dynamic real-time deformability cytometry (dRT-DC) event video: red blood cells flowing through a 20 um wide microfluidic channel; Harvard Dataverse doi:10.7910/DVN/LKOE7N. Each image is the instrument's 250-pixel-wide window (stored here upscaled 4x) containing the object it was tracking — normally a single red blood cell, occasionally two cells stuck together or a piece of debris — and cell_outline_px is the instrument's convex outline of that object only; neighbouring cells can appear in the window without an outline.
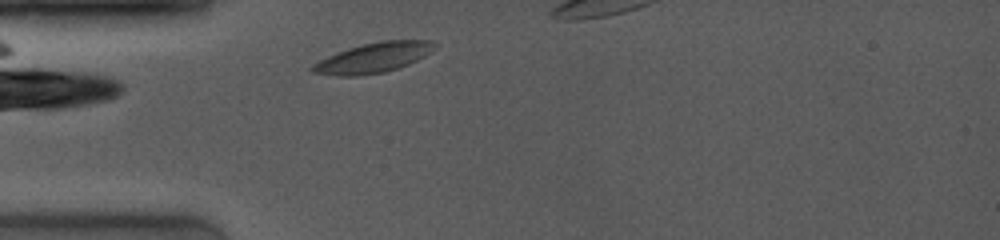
{"species": "common noctule bat (a hibernating species)", "species_latin": "Nyctalus noctula", "temperature_condition": "room temperature", "stored_images_in_passage": 17, "camera_frame_rate_fps": 4000, "um_per_image_px": 0.085, "animal": {"sex": "female", "body_mass_g": 19.0, "forearm_length_mm": 53.3}, "frame": {"image": 1, "passage_image": 4, "time_ms": 0.5, "image_size_px": [1000, 240], "cell_outline_px": [[440, 44], [436, 48], [424, 56], [408, 64], [384, 72], [360, 76], [336, 76], [312, 72], [308, 68], [312, 64], [336, 52], [348, 48], [380, 40], [432, 40]], "centroid_in_image_um": [31.74, 4.9], "position_along_channel_um": 53.3, "area_um2": 21.5}}